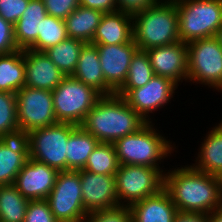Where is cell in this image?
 Here are the masks:
<instances>
[{
  "label": "cell",
  "mask_w": 222,
  "mask_h": 222,
  "mask_svg": "<svg viewBox=\"0 0 222 222\" xmlns=\"http://www.w3.org/2000/svg\"><path fill=\"white\" fill-rule=\"evenodd\" d=\"M164 188L180 212L209 214L222 206V189L217 175L192 165L164 173Z\"/></svg>",
  "instance_id": "6da1fadb"
},
{
  "label": "cell",
  "mask_w": 222,
  "mask_h": 222,
  "mask_svg": "<svg viewBox=\"0 0 222 222\" xmlns=\"http://www.w3.org/2000/svg\"><path fill=\"white\" fill-rule=\"evenodd\" d=\"M147 122L122 96L102 95L80 125L100 143H114L137 132Z\"/></svg>",
  "instance_id": "7a4b0ae2"
},
{
  "label": "cell",
  "mask_w": 222,
  "mask_h": 222,
  "mask_svg": "<svg viewBox=\"0 0 222 222\" xmlns=\"http://www.w3.org/2000/svg\"><path fill=\"white\" fill-rule=\"evenodd\" d=\"M154 125L153 120L147 122L137 132L121 137L113 143L120 165L158 168L163 174L167 171L159 164L168 156H172L171 153H174L177 146L175 142L171 145L172 142Z\"/></svg>",
  "instance_id": "3957f363"
},
{
  "label": "cell",
  "mask_w": 222,
  "mask_h": 222,
  "mask_svg": "<svg viewBox=\"0 0 222 222\" xmlns=\"http://www.w3.org/2000/svg\"><path fill=\"white\" fill-rule=\"evenodd\" d=\"M133 17V40L139 50L180 41L178 11L173 0H159Z\"/></svg>",
  "instance_id": "277c9868"
},
{
  "label": "cell",
  "mask_w": 222,
  "mask_h": 222,
  "mask_svg": "<svg viewBox=\"0 0 222 222\" xmlns=\"http://www.w3.org/2000/svg\"><path fill=\"white\" fill-rule=\"evenodd\" d=\"M179 38L184 43L213 37L222 26V0H173Z\"/></svg>",
  "instance_id": "5b68a950"
},
{
  "label": "cell",
  "mask_w": 222,
  "mask_h": 222,
  "mask_svg": "<svg viewBox=\"0 0 222 222\" xmlns=\"http://www.w3.org/2000/svg\"><path fill=\"white\" fill-rule=\"evenodd\" d=\"M101 96L93 87L72 76H65L52 90L57 122L80 126Z\"/></svg>",
  "instance_id": "8992f818"
},
{
  "label": "cell",
  "mask_w": 222,
  "mask_h": 222,
  "mask_svg": "<svg viewBox=\"0 0 222 222\" xmlns=\"http://www.w3.org/2000/svg\"><path fill=\"white\" fill-rule=\"evenodd\" d=\"M77 127L72 123L58 122L30 131L25 135L29 158L45 163L58 171H67V142Z\"/></svg>",
  "instance_id": "52a82bcc"
},
{
  "label": "cell",
  "mask_w": 222,
  "mask_h": 222,
  "mask_svg": "<svg viewBox=\"0 0 222 222\" xmlns=\"http://www.w3.org/2000/svg\"><path fill=\"white\" fill-rule=\"evenodd\" d=\"M188 82L222 92V46L215 36L187 43Z\"/></svg>",
  "instance_id": "ba28073f"
},
{
  "label": "cell",
  "mask_w": 222,
  "mask_h": 222,
  "mask_svg": "<svg viewBox=\"0 0 222 222\" xmlns=\"http://www.w3.org/2000/svg\"><path fill=\"white\" fill-rule=\"evenodd\" d=\"M115 182L119 204L131 206L163 189L164 174L158 168L119 165Z\"/></svg>",
  "instance_id": "9c48e42d"
},
{
  "label": "cell",
  "mask_w": 222,
  "mask_h": 222,
  "mask_svg": "<svg viewBox=\"0 0 222 222\" xmlns=\"http://www.w3.org/2000/svg\"><path fill=\"white\" fill-rule=\"evenodd\" d=\"M46 201L58 222H83L88 214L83 206L78 171H59L55 185Z\"/></svg>",
  "instance_id": "30bf717a"
},
{
  "label": "cell",
  "mask_w": 222,
  "mask_h": 222,
  "mask_svg": "<svg viewBox=\"0 0 222 222\" xmlns=\"http://www.w3.org/2000/svg\"><path fill=\"white\" fill-rule=\"evenodd\" d=\"M16 106L20 135L58 123L52 91L23 86L16 92Z\"/></svg>",
  "instance_id": "8fae6325"
},
{
  "label": "cell",
  "mask_w": 222,
  "mask_h": 222,
  "mask_svg": "<svg viewBox=\"0 0 222 222\" xmlns=\"http://www.w3.org/2000/svg\"><path fill=\"white\" fill-rule=\"evenodd\" d=\"M178 86L179 84L167 77L154 75L143 87L119 89L116 94L122 96L126 103L146 122H151L153 119L150 116L151 113L154 114L158 109L168 105Z\"/></svg>",
  "instance_id": "7c38bea8"
},
{
  "label": "cell",
  "mask_w": 222,
  "mask_h": 222,
  "mask_svg": "<svg viewBox=\"0 0 222 222\" xmlns=\"http://www.w3.org/2000/svg\"><path fill=\"white\" fill-rule=\"evenodd\" d=\"M96 46L105 82L116 93L125 83L130 62L139 48L133 39L119 45Z\"/></svg>",
  "instance_id": "4fadbf2b"
},
{
  "label": "cell",
  "mask_w": 222,
  "mask_h": 222,
  "mask_svg": "<svg viewBox=\"0 0 222 222\" xmlns=\"http://www.w3.org/2000/svg\"><path fill=\"white\" fill-rule=\"evenodd\" d=\"M81 179L83 206L87 213L119 206L115 175L78 170Z\"/></svg>",
  "instance_id": "5bb4252c"
},
{
  "label": "cell",
  "mask_w": 222,
  "mask_h": 222,
  "mask_svg": "<svg viewBox=\"0 0 222 222\" xmlns=\"http://www.w3.org/2000/svg\"><path fill=\"white\" fill-rule=\"evenodd\" d=\"M154 75L167 77L175 83L188 82L187 43L182 41L146 50Z\"/></svg>",
  "instance_id": "9a60e30c"
},
{
  "label": "cell",
  "mask_w": 222,
  "mask_h": 222,
  "mask_svg": "<svg viewBox=\"0 0 222 222\" xmlns=\"http://www.w3.org/2000/svg\"><path fill=\"white\" fill-rule=\"evenodd\" d=\"M58 173L55 168L29 158L13 185L28 200L46 199L55 185Z\"/></svg>",
  "instance_id": "2e32d148"
},
{
  "label": "cell",
  "mask_w": 222,
  "mask_h": 222,
  "mask_svg": "<svg viewBox=\"0 0 222 222\" xmlns=\"http://www.w3.org/2000/svg\"><path fill=\"white\" fill-rule=\"evenodd\" d=\"M25 63V86L54 90L65 77L51 59L41 51L23 49Z\"/></svg>",
  "instance_id": "e0dca14e"
},
{
  "label": "cell",
  "mask_w": 222,
  "mask_h": 222,
  "mask_svg": "<svg viewBox=\"0 0 222 222\" xmlns=\"http://www.w3.org/2000/svg\"><path fill=\"white\" fill-rule=\"evenodd\" d=\"M28 159L29 149L25 136L0 138V185L13 184Z\"/></svg>",
  "instance_id": "ac0fdd59"
},
{
  "label": "cell",
  "mask_w": 222,
  "mask_h": 222,
  "mask_svg": "<svg viewBox=\"0 0 222 222\" xmlns=\"http://www.w3.org/2000/svg\"><path fill=\"white\" fill-rule=\"evenodd\" d=\"M132 222H173L178 210L168 191L158 193L133 203Z\"/></svg>",
  "instance_id": "d6986e66"
},
{
  "label": "cell",
  "mask_w": 222,
  "mask_h": 222,
  "mask_svg": "<svg viewBox=\"0 0 222 222\" xmlns=\"http://www.w3.org/2000/svg\"><path fill=\"white\" fill-rule=\"evenodd\" d=\"M133 39V17L122 11L104 13L91 44L119 45Z\"/></svg>",
  "instance_id": "ffe728a7"
},
{
  "label": "cell",
  "mask_w": 222,
  "mask_h": 222,
  "mask_svg": "<svg viewBox=\"0 0 222 222\" xmlns=\"http://www.w3.org/2000/svg\"><path fill=\"white\" fill-rule=\"evenodd\" d=\"M72 77L93 87L101 95H112L115 92L106 84L101 69L97 46L86 43L80 52L78 63Z\"/></svg>",
  "instance_id": "44dd1931"
},
{
  "label": "cell",
  "mask_w": 222,
  "mask_h": 222,
  "mask_svg": "<svg viewBox=\"0 0 222 222\" xmlns=\"http://www.w3.org/2000/svg\"><path fill=\"white\" fill-rule=\"evenodd\" d=\"M198 149V157L192 166L208 174L219 175L222 172V119L209 130Z\"/></svg>",
  "instance_id": "7402d4cb"
},
{
  "label": "cell",
  "mask_w": 222,
  "mask_h": 222,
  "mask_svg": "<svg viewBox=\"0 0 222 222\" xmlns=\"http://www.w3.org/2000/svg\"><path fill=\"white\" fill-rule=\"evenodd\" d=\"M47 15L43 0H30L14 25V38L19 49H28L36 40L41 20Z\"/></svg>",
  "instance_id": "603a6c76"
},
{
  "label": "cell",
  "mask_w": 222,
  "mask_h": 222,
  "mask_svg": "<svg viewBox=\"0 0 222 222\" xmlns=\"http://www.w3.org/2000/svg\"><path fill=\"white\" fill-rule=\"evenodd\" d=\"M103 15L99 10L79 5L65 19L68 37L91 43Z\"/></svg>",
  "instance_id": "cb8c5ba5"
},
{
  "label": "cell",
  "mask_w": 222,
  "mask_h": 222,
  "mask_svg": "<svg viewBox=\"0 0 222 222\" xmlns=\"http://www.w3.org/2000/svg\"><path fill=\"white\" fill-rule=\"evenodd\" d=\"M25 86L23 49L0 55V91L16 93Z\"/></svg>",
  "instance_id": "d4e9b609"
},
{
  "label": "cell",
  "mask_w": 222,
  "mask_h": 222,
  "mask_svg": "<svg viewBox=\"0 0 222 222\" xmlns=\"http://www.w3.org/2000/svg\"><path fill=\"white\" fill-rule=\"evenodd\" d=\"M99 143L95 137L78 126L67 142V171L84 169L89 155Z\"/></svg>",
  "instance_id": "484cf974"
},
{
  "label": "cell",
  "mask_w": 222,
  "mask_h": 222,
  "mask_svg": "<svg viewBox=\"0 0 222 222\" xmlns=\"http://www.w3.org/2000/svg\"><path fill=\"white\" fill-rule=\"evenodd\" d=\"M85 44L83 41L68 37L57 45L48 48L44 53L64 76H72L76 69L81 49Z\"/></svg>",
  "instance_id": "4316f807"
},
{
  "label": "cell",
  "mask_w": 222,
  "mask_h": 222,
  "mask_svg": "<svg viewBox=\"0 0 222 222\" xmlns=\"http://www.w3.org/2000/svg\"><path fill=\"white\" fill-rule=\"evenodd\" d=\"M29 200L13 185H0V222H24Z\"/></svg>",
  "instance_id": "83f0119b"
},
{
  "label": "cell",
  "mask_w": 222,
  "mask_h": 222,
  "mask_svg": "<svg viewBox=\"0 0 222 222\" xmlns=\"http://www.w3.org/2000/svg\"><path fill=\"white\" fill-rule=\"evenodd\" d=\"M67 38L65 20L47 14L41 20L37 40L28 49L44 52Z\"/></svg>",
  "instance_id": "f1b7e54d"
},
{
  "label": "cell",
  "mask_w": 222,
  "mask_h": 222,
  "mask_svg": "<svg viewBox=\"0 0 222 222\" xmlns=\"http://www.w3.org/2000/svg\"><path fill=\"white\" fill-rule=\"evenodd\" d=\"M119 165L113 143H99L89 155L84 170L98 174L115 175Z\"/></svg>",
  "instance_id": "f546056e"
},
{
  "label": "cell",
  "mask_w": 222,
  "mask_h": 222,
  "mask_svg": "<svg viewBox=\"0 0 222 222\" xmlns=\"http://www.w3.org/2000/svg\"><path fill=\"white\" fill-rule=\"evenodd\" d=\"M154 76L146 51L138 50L130 62L126 81L120 89H136L146 85Z\"/></svg>",
  "instance_id": "4dcf8cb0"
},
{
  "label": "cell",
  "mask_w": 222,
  "mask_h": 222,
  "mask_svg": "<svg viewBox=\"0 0 222 222\" xmlns=\"http://www.w3.org/2000/svg\"><path fill=\"white\" fill-rule=\"evenodd\" d=\"M20 136L17 121L16 93L0 91V138Z\"/></svg>",
  "instance_id": "1f68e13d"
},
{
  "label": "cell",
  "mask_w": 222,
  "mask_h": 222,
  "mask_svg": "<svg viewBox=\"0 0 222 222\" xmlns=\"http://www.w3.org/2000/svg\"><path fill=\"white\" fill-rule=\"evenodd\" d=\"M83 222H132L130 206L119 205L87 214Z\"/></svg>",
  "instance_id": "d6a6232c"
},
{
  "label": "cell",
  "mask_w": 222,
  "mask_h": 222,
  "mask_svg": "<svg viewBox=\"0 0 222 222\" xmlns=\"http://www.w3.org/2000/svg\"><path fill=\"white\" fill-rule=\"evenodd\" d=\"M24 222H58L46 199L29 200Z\"/></svg>",
  "instance_id": "836d02e7"
},
{
  "label": "cell",
  "mask_w": 222,
  "mask_h": 222,
  "mask_svg": "<svg viewBox=\"0 0 222 222\" xmlns=\"http://www.w3.org/2000/svg\"><path fill=\"white\" fill-rule=\"evenodd\" d=\"M30 0H0V15L12 25L21 18Z\"/></svg>",
  "instance_id": "e575fe53"
},
{
  "label": "cell",
  "mask_w": 222,
  "mask_h": 222,
  "mask_svg": "<svg viewBox=\"0 0 222 222\" xmlns=\"http://www.w3.org/2000/svg\"><path fill=\"white\" fill-rule=\"evenodd\" d=\"M48 15L65 20L80 4L79 0H43Z\"/></svg>",
  "instance_id": "d590c367"
},
{
  "label": "cell",
  "mask_w": 222,
  "mask_h": 222,
  "mask_svg": "<svg viewBox=\"0 0 222 222\" xmlns=\"http://www.w3.org/2000/svg\"><path fill=\"white\" fill-rule=\"evenodd\" d=\"M19 48L14 38V25L0 15V55L16 52Z\"/></svg>",
  "instance_id": "8d00e7d4"
},
{
  "label": "cell",
  "mask_w": 222,
  "mask_h": 222,
  "mask_svg": "<svg viewBox=\"0 0 222 222\" xmlns=\"http://www.w3.org/2000/svg\"><path fill=\"white\" fill-rule=\"evenodd\" d=\"M159 0H116L118 11L135 15L155 5Z\"/></svg>",
  "instance_id": "74e56055"
},
{
  "label": "cell",
  "mask_w": 222,
  "mask_h": 222,
  "mask_svg": "<svg viewBox=\"0 0 222 222\" xmlns=\"http://www.w3.org/2000/svg\"><path fill=\"white\" fill-rule=\"evenodd\" d=\"M80 6L99 10L103 13L118 11L116 0H79Z\"/></svg>",
  "instance_id": "f35d334b"
},
{
  "label": "cell",
  "mask_w": 222,
  "mask_h": 222,
  "mask_svg": "<svg viewBox=\"0 0 222 222\" xmlns=\"http://www.w3.org/2000/svg\"><path fill=\"white\" fill-rule=\"evenodd\" d=\"M173 222H208V214L178 211Z\"/></svg>",
  "instance_id": "ab89813d"
},
{
  "label": "cell",
  "mask_w": 222,
  "mask_h": 222,
  "mask_svg": "<svg viewBox=\"0 0 222 222\" xmlns=\"http://www.w3.org/2000/svg\"><path fill=\"white\" fill-rule=\"evenodd\" d=\"M208 222H222V206L208 214Z\"/></svg>",
  "instance_id": "60d3db41"
},
{
  "label": "cell",
  "mask_w": 222,
  "mask_h": 222,
  "mask_svg": "<svg viewBox=\"0 0 222 222\" xmlns=\"http://www.w3.org/2000/svg\"><path fill=\"white\" fill-rule=\"evenodd\" d=\"M215 37L217 38L218 42H219L220 45L222 46V26H221L220 29L217 31Z\"/></svg>",
  "instance_id": "b9f144b4"
},
{
  "label": "cell",
  "mask_w": 222,
  "mask_h": 222,
  "mask_svg": "<svg viewBox=\"0 0 222 222\" xmlns=\"http://www.w3.org/2000/svg\"><path fill=\"white\" fill-rule=\"evenodd\" d=\"M218 180L221 184V189H222V172L218 175Z\"/></svg>",
  "instance_id": "7bdbcfd3"
}]
</instances>
